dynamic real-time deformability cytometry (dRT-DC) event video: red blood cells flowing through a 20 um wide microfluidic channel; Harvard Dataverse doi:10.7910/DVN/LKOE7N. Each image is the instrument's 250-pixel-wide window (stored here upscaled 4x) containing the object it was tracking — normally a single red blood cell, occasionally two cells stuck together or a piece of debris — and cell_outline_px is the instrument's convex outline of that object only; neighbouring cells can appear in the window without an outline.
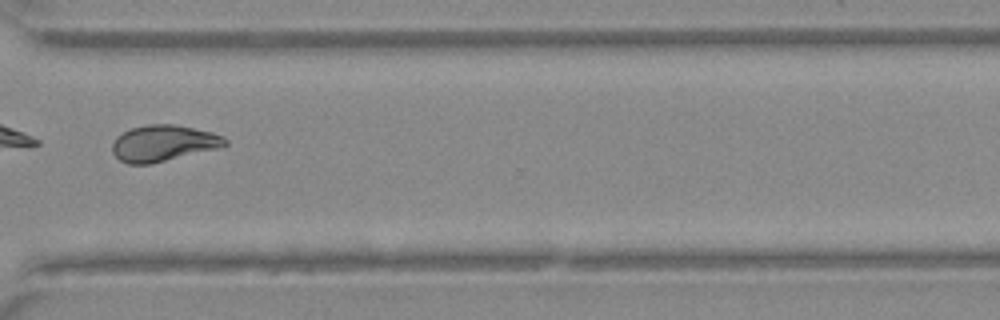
{"species": "Egyptian fruit bat (a non-hibernating species)", "species_latin": "Rousettus aegyptiacus", "temperature_condition": "warm", "stored_images_in_passage": 32, "camera_frame_rate_fps": 3000, "um_per_image_px": 0.085, "animal": {"sex": "female"}, "frame": {"image": 1, "passage_image": 23, "time_ms": 7.333, "image_size_px": [1000, 320], "cell_outline_px": [[228, 144], [224, 148], [152, 164], [128, 164], [120, 160], [112, 152], [112, 144], [116, 136], [132, 128], [148, 124], [176, 124], [212, 132], [224, 136], [228, 140]], "centroid_in_image_um": [13.95, 12.19], "position_along_channel_um": 356.6, "area_um2": 24.33}}